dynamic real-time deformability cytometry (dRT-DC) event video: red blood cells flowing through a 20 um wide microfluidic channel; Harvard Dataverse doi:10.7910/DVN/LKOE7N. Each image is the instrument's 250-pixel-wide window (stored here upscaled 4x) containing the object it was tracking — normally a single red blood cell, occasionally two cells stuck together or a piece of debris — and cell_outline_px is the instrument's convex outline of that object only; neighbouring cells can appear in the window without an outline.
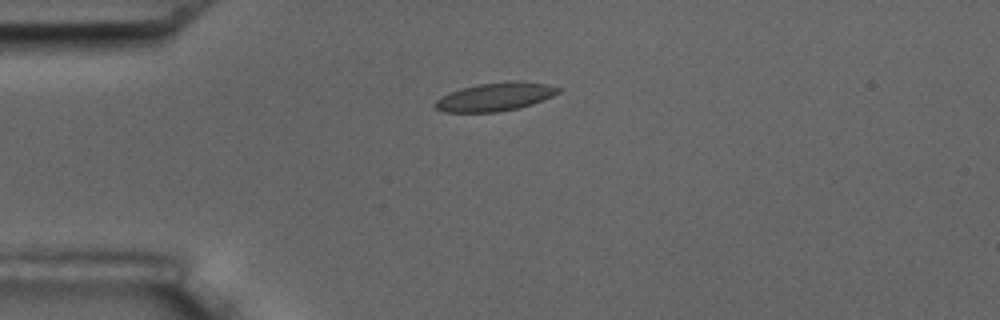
{"species": "common noctule bat (a hibernating species)", "species_latin": "Nyctalus noctula", "temperature_condition": "room temperature", "stored_images_in_passage": 13, "camera_frame_rate_fps": 3000, "um_per_image_px": 0.085, "animal": {"sex": "male", "body_mass_g": 17.5, "forearm_length_mm": 52.3}, "frame": {"image": 1, "passage_image": 1, "time_ms": 0.0, "image_size_px": [1000, 320], "cell_outline_px": [[560, 92], [544, 100], [532, 104], [516, 108], [496, 112], [444, 112], [436, 108], [432, 104], [440, 96], [448, 92], [460, 88], [476, 84], [508, 80], [524, 80], [548, 84], [560, 88]], "centroid_in_image_um": [42.07, 8.2], "position_along_channel_um": 42.9, "area_um2": 20.75}}
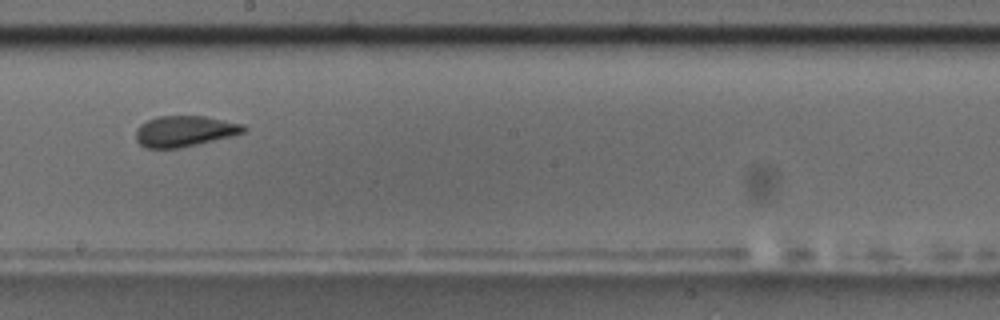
{"frame": {"image": 2, "passage_image": 6, "time_ms": 6.0, "image_size_px": [1000, 320], "cell_outline_px": [[248, 128], [244, 132], [236, 136], [180, 148], [144, 148], [136, 140], [136, 128], [140, 124], [156, 116], [204, 116], [244, 124]], "centroid_in_image_um": [15.72, 11.15], "position_along_channel_um": 232.5, "area_um2": 19.71}, "authors_computed_cell_mechanics": {"area_um2": 19.7098, "velocity_mm_per_s": 3.5412, "shape_relaxation_time_tau1_ms": null, "shape_relaxation_time_tau2_ms": 0.8058, "deformation_change_tau1": null, "deformation_change_tau2": 0.0389}}